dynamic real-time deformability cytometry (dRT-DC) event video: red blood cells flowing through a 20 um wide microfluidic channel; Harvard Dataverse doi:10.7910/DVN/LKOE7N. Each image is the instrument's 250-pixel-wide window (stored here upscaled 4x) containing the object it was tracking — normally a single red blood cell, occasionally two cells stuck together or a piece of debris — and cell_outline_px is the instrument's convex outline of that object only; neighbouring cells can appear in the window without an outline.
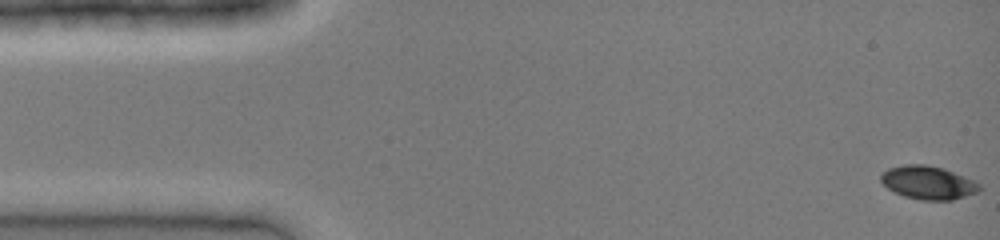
{"species": "common noctule bat (a hibernating species)", "species_latin": "Nyctalus noctula", "temperature_condition": "cold", "stored_images_in_passage": 42, "camera_frame_rate_fps": 3000, "um_per_image_px": 0.085, "animal": {"sex": "female", "body_mass_g": 19.0, "forearm_length_mm": 51.5}, "frame": {"image": 1, "passage_image": 1, "time_ms": 0.0, "image_size_px": [1000, 240], "cell_outline_px": [[980, 192], [952, 200], [920, 200], [904, 196], [888, 188], [880, 180], [880, 176], [888, 168], [904, 164], [924, 164], [944, 168], [964, 176], [980, 184]], "centroid_in_image_um": [78.9, 15.52], "position_along_channel_um": 6.1, "area_um2": 19.13}}
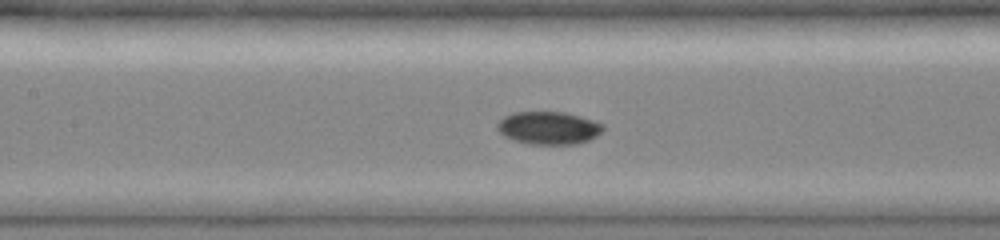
{"frame": {"image": 2, "passage_image": 19, "time_ms": 6.0, "image_size_px": [1000, 240], "cell_outline_px": [[604, 128], [596, 136], [588, 140], [576, 144], [528, 144], [512, 140], [504, 136], [496, 128], [496, 124], [504, 116], [516, 112], [564, 112], [592, 120], [604, 124]], "centroid_in_image_um": [46.6, 10.88], "position_along_channel_um": 160.8, "area_um2": 20.17}}
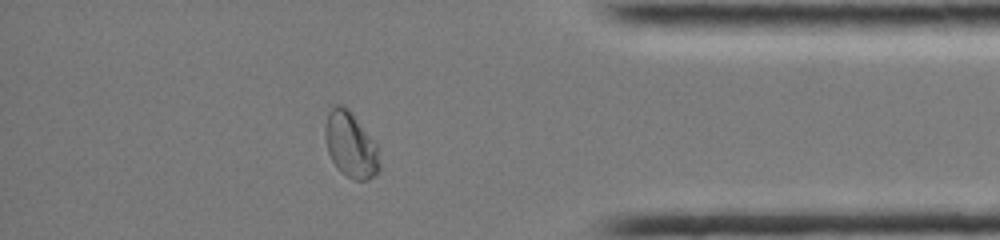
{"frame": {"image": 3, "passage_image": 36, "time_ms": 11.667, "image_size_px": [1000, 240], "cell_outline_px": [[380, 172], [376, 176], [368, 180], [356, 180], [340, 172], [336, 168], [328, 152], [324, 136], [324, 128], [328, 112], [336, 104], [344, 104], [352, 112], [376, 144], [380, 160]], "centroid_in_image_um": [29.81, 12.32], "position_along_channel_um": 405.4, "area_um2": 21.04}}